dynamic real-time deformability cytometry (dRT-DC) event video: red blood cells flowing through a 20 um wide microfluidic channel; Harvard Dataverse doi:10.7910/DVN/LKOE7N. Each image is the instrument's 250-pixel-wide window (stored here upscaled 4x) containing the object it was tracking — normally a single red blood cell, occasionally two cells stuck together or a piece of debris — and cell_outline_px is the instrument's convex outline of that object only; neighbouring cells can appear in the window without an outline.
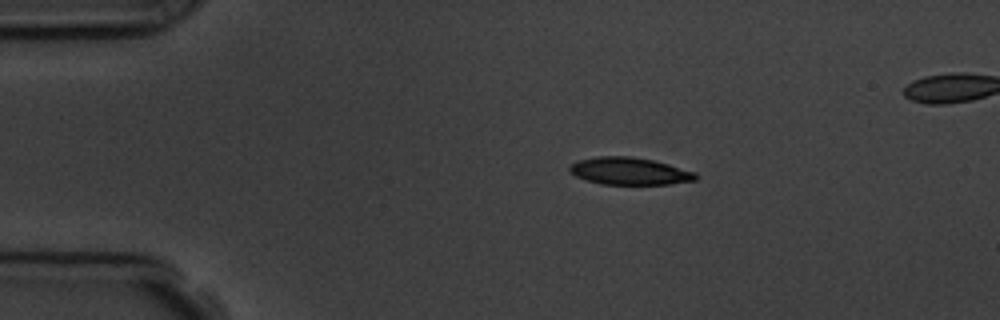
{"species": "common noctule bat (a hibernating species)", "species_latin": "Nyctalus noctula", "temperature_condition": "room temperature", "stored_images_in_passage": 8, "camera_frame_rate_fps": 3000, "um_per_image_px": 0.085, "animal": {"sex": "male", "body_mass_g": 19.5, "forearm_length_mm": 54.6}, "frame": {"image": 1, "passage_image": 3, "time_ms": 2.333, "image_size_px": [1000, 320], "cell_outline_px": [[696, 180], [668, 184], [604, 184], [588, 180], [576, 176], [568, 168], [576, 160], [596, 156], [632, 156], [652, 160], [668, 164], [696, 172]], "centroid_in_image_um": [53.5, 14.53], "position_along_channel_um": 31.5, "area_um2": 19.88}}